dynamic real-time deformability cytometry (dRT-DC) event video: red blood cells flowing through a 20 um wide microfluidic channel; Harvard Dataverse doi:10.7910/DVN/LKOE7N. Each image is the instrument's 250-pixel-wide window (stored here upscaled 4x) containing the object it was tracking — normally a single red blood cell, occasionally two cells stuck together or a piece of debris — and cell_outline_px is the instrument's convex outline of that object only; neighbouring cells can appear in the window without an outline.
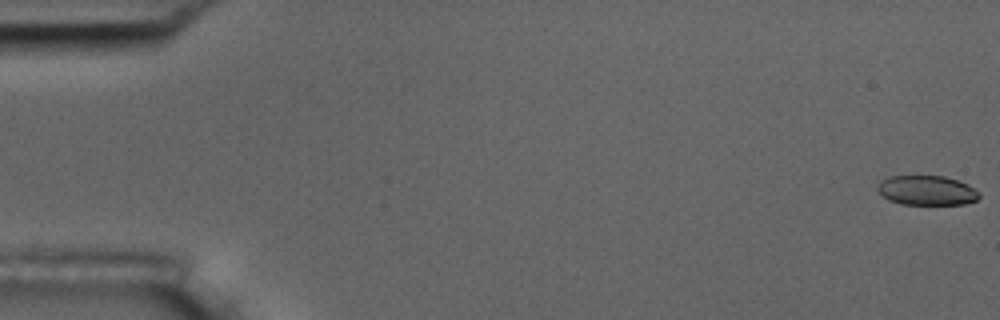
{"species": "common noctule bat (a hibernating species)", "species_latin": "Nyctalus noctula", "temperature_condition": "room temperature", "stored_images_in_passage": 57, "camera_frame_rate_fps": 3000, "um_per_image_px": 0.085, "animal": {"sex": "male", "body_mass_g": 17.5, "forearm_length_mm": 52.3}, "frame": {"image": 1, "passage_image": 1, "time_ms": 0.0, "image_size_px": [1000, 320], "cell_outline_px": [[980, 196], [976, 200], [964, 204], [900, 204], [888, 200], [876, 188], [888, 176], [944, 176], [968, 184], [980, 192]], "centroid_in_image_um": [78.81, 16.19], "position_along_channel_um": 6.2, "area_um2": 17.4}}
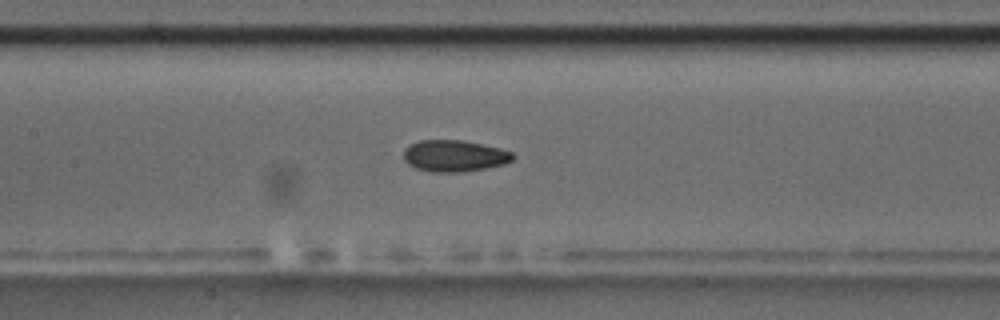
{"frame": {"image": 2, "passage_image": 27, "time_ms": 8.667, "image_size_px": [1000, 320], "cell_outline_px": [[516, 156], [512, 160], [504, 164], [464, 172], [432, 172], [416, 168], [408, 164], [404, 160], [404, 148], [420, 140], [460, 140], [500, 148], [512, 152]], "centroid_in_image_um": [38.62, 13.25], "position_along_channel_um": 168.8, "area_um2": 20.0}}
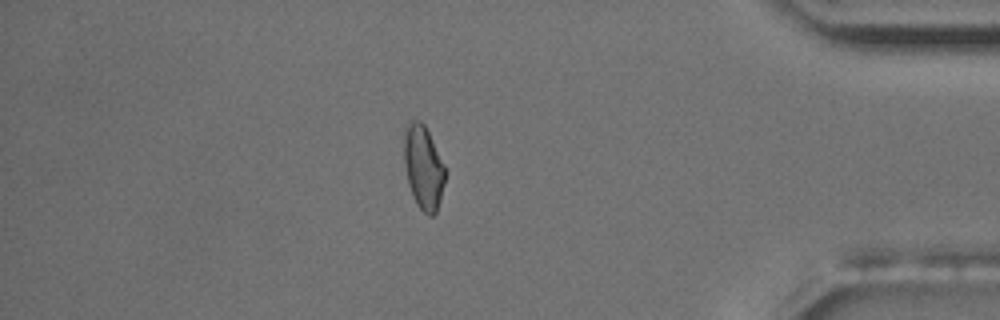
{"frame": {"image": 3, "passage_image": 49, "time_ms": 16.0, "image_size_px": [1000, 320], "cell_outline_px": [[448, 172], [440, 200], [436, 212], [432, 216], [428, 216], [416, 204], [412, 196], [408, 184], [404, 164], [404, 124], [412, 120], [420, 120], [424, 124]], "centroid_in_image_um": [35.99, 14.22], "position_along_channel_um": 399.2, "area_um2": 20.46}, "authors_computed_cell_mechanics": {"area_um2": 19.8832, "velocity_mm_per_s": 3.6302, "shape_relaxation_time_tau1_ms": 7.8505, "shape_relaxation_time_tau2_ms": 3.2595, "deformation_change_tau1": 0.1577, "deformation_change_tau2": 0.0872}}